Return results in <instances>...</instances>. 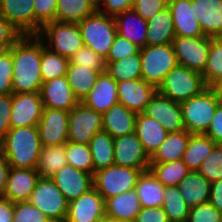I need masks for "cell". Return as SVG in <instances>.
I'll return each instance as SVG.
<instances>
[{
	"label": "cell",
	"mask_w": 222,
	"mask_h": 222,
	"mask_svg": "<svg viewBox=\"0 0 222 222\" xmlns=\"http://www.w3.org/2000/svg\"><path fill=\"white\" fill-rule=\"evenodd\" d=\"M35 10V35L41 27L49 22L56 21L57 0H33Z\"/></svg>",
	"instance_id": "cell-46"
},
{
	"label": "cell",
	"mask_w": 222,
	"mask_h": 222,
	"mask_svg": "<svg viewBox=\"0 0 222 222\" xmlns=\"http://www.w3.org/2000/svg\"><path fill=\"white\" fill-rule=\"evenodd\" d=\"M162 208L167 214L169 222H186L190 207L183 200L177 186L164 188Z\"/></svg>",
	"instance_id": "cell-41"
},
{
	"label": "cell",
	"mask_w": 222,
	"mask_h": 222,
	"mask_svg": "<svg viewBox=\"0 0 222 222\" xmlns=\"http://www.w3.org/2000/svg\"><path fill=\"white\" fill-rule=\"evenodd\" d=\"M135 0H99L96 10L108 16H116L126 10L132 9Z\"/></svg>",
	"instance_id": "cell-52"
},
{
	"label": "cell",
	"mask_w": 222,
	"mask_h": 222,
	"mask_svg": "<svg viewBox=\"0 0 222 222\" xmlns=\"http://www.w3.org/2000/svg\"><path fill=\"white\" fill-rule=\"evenodd\" d=\"M50 178L69 203L93 188V175L71 165L64 166Z\"/></svg>",
	"instance_id": "cell-16"
},
{
	"label": "cell",
	"mask_w": 222,
	"mask_h": 222,
	"mask_svg": "<svg viewBox=\"0 0 222 222\" xmlns=\"http://www.w3.org/2000/svg\"><path fill=\"white\" fill-rule=\"evenodd\" d=\"M100 73L102 72H97L79 64H69L66 77L74 97L79 102H82L90 93Z\"/></svg>",
	"instance_id": "cell-33"
},
{
	"label": "cell",
	"mask_w": 222,
	"mask_h": 222,
	"mask_svg": "<svg viewBox=\"0 0 222 222\" xmlns=\"http://www.w3.org/2000/svg\"><path fill=\"white\" fill-rule=\"evenodd\" d=\"M40 94L44 108L70 112L79 103L74 97L66 76L43 82Z\"/></svg>",
	"instance_id": "cell-20"
},
{
	"label": "cell",
	"mask_w": 222,
	"mask_h": 222,
	"mask_svg": "<svg viewBox=\"0 0 222 222\" xmlns=\"http://www.w3.org/2000/svg\"><path fill=\"white\" fill-rule=\"evenodd\" d=\"M201 75L207 87H212L222 80V35L210 37L208 60Z\"/></svg>",
	"instance_id": "cell-40"
},
{
	"label": "cell",
	"mask_w": 222,
	"mask_h": 222,
	"mask_svg": "<svg viewBox=\"0 0 222 222\" xmlns=\"http://www.w3.org/2000/svg\"><path fill=\"white\" fill-rule=\"evenodd\" d=\"M69 62V64H79L97 72H105L106 70L105 59L86 46L70 57Z\"/></svg>",
	"instance_id": "cell-45"
},
{
	"label": "cell",
	"mask_w": 222,
	"mask_h": 222,
	"mask_svg": "<svg viewBox=\"0 0 222 222\" xmlns=\"http://www.w3.org/2000/svg\"><path fill=\"white\" fill-rule=\"evenodd\" d=\"M209 203L222 212V179L211 183Z\"/></svg>",
	"instance_id": "cell-57"
},
{
	"label": "cell",
	"mask_w": 222,
	"mask_h": 222,
	"mask_svg": "<svg viewBox=\"0 0 222 222\" xmlns=\"http://www.w3.org/2000/svg\"><path fill=\"white\" fill-rule=\"evenodd\" d=\"M198 172L210 183L222 179V145L216 144L211 153L204 159Z\"/></svg>",
	"instance_id": "cell-44"
},
{
	"label": "cell",
	"mask_w": 222,
	"mask_h": 222,
	"mask_svg": "<svg viewBox=\"0 0 222 222\" xmlns=\"http://www.w3.org/2000/svg\"><path fill=\"white\" fill-rule=\"evenodd\" d=\"M39 178L36 169L11 167L3 197L12 203L28 201Z\"/></svg>",
	"instance_id": "cell-21"
},
{
	"label": "cell",
	"mask_w": 222,
	"mask_h": 222,
	"mask_svg": "<svg viewBox=\"0 0 222 222\" xmlns=\"http://www.w3.org/2000/svg\"><path fill=\"white\" fill-rule=\"evenodd\" d=\"M82 103L103 115L110 107L118 103L117 82L106 71L100 73L96 84Z\"/></svg>",
	"instance_id": "cell-22"
},
{
	"label": "cell",
	"mask_w": 222,
	"mask_h": 222,
	"mask_svg": "<svg viewBox=\"0 0 222 222\" xmlns=\"http://www.w3.org/2000/svg\"><path fill=\"white\" fill-rule=\"evenodd\" d=\"M69 59L54 53L46 47L42 50L40 70L43 82L66 76Z\"/></svg>",
	"instance_id": "cell-42"
},
{
	"label": "cell",
	"mask_w": 222,
	"mask_h": 222,
	"mask_svg": "<svg viewBox=\"0 0 222 222\" xmlns=\"http://www.w3.org/2000/svg\"><path fill=\"white\" fill-rule=\"evenodd\" d=\"M12 94L0 95V142L11 129Z\"/></svg>",
	"instance_id": "cell-53"
},
{
	"label": "cell",
	"mask_w": 222,
	"mask_h": 222,
	"mask_svg": "<svg viewBox=\"0 0 222 222\" xmlns=\"http://www.w3.org/2000/svg\"><path fill=\"white\" fill-rule=\"evenodd\" d=\"M139 51L140 47L117 34L108 55L105 58V62H115L124 58L125 56L138 53Z\"/></svg>",
	"instance_id": "cell-49"
},
{
	"label": "cell",
	"mask_w": 222,
	"mask_h": 222,
	"mask_svg": "<svg viewBox=\"0 0 222 222\" xmlns=\"http://www.w3.org/2000/svg\"><path fill=\"white\" fill-rule=\"evenodd\" d=\"M65 153L68 165L92 175L94 174L92 153L88 144L67 141L65 143Z\"/></svg>",
	"instance_id": "cell-43"
},
{
	"label": "cell",
	"mask_w": 222,
	"mask_h": 222,
	"mask_svg": "<svg viewBox=\"0 0 222 222\" xmlns=\"http://www.w3.org/2000/svg\"><path fill=\"white\" fill-rule=\"evenodd\" d=\"M168 7V0H135L133 10L145 21Z\"/></svg>",
	"instance_id": "cell-51"
},
{
	"label": "cell",
	"mask_w": 222,
	"mask_h": 222,
	"mask_svg": "<svg viewBox=\"0 0 222 222\" xmlns=\"http://www.w3.org/2000/svg\"><path fill=\"white\" fill-rule=\"evenodd\" d=\"M141 78L156 88L165 76L178 65L172 44L140 48Z\"/></svg>",
	"instance_id": "cell-7"
},
{
	"label": "cell",
	"mask_w": 222,
	"mask_h": 222,
	"mask_svg": "<svg viewBox=\"0 0 222 222\" xmlns=\"http://www.w3.org/2000/svg\"><path fill=\"white\" fill-rule=\"evenodd\" d=\"M212 88L218 96L219 104H222V80L217 82L214 86H212Z\"/></svg>",
	"instance_id": "cell-60"
},
{
	"label": "cell",
	"mask_w": 222,
	"mask_h": 222,
	"mask_svg": "<svg viewBox=\"0 0 222 222\" xmlns=\"http://www.w3.org/2000/svg\"><path fill=\"white\" fill-rule=\"evenodd\" d=\"M43 108L40 92L13 93L11 128L37 126Z\"/></svg>",
	"instance_id": "cell-14"
},
{
	"label": "cell",
	"mask_w": 222,
	"mask_h": 222,
	"mask_svg": "<svg viewBox=\"0 0 222 222\" xmlns=\"http://www.w3.org/2000/svg\"><path fill=\"white\" fill-rule=\"evenodd\" d=\"M135 133L149 157L160 147L168 135L160 122L143 113H137Z\"/></svg>",
	"instance_id": "cell-26"
},
{
	"label": "cell",
	"mask_w": 222,
	"mask_h": 222,
	"mask_svg": "<svg viewBox=\"0 0 222 222\" xmlns=\"http://www.w3.org/2000/svg\"><path fill=\"white\" fill-rule=\"evenodd\" d=\"M136 222H169L167 214L161 206L158 207H142L138 213Z\"/></svg>",
	"instance_id": "cell-55"
},
{
	"label": "cell",
	"mask_w": 222,
	"mask_h": 222,
	"mask_svg": "<svg viewBox=\"0 0 222 222\" xmlns=\"http://www.w3.org/2000/svg\"><path fill=\"white\" fill-rule=\"evenodd\" d=\"M94 172L114 165V138L106 131L97 132L89 142Z\"/></svg>",
	"instance_id": "cell-34"
},
{
	"label": "cell",
	"mask_w": 222,
	"mask_h": 222,
	"mask_svg": "<svg viewBox=\"0 0 222 222\" xmlns=\"http://www.w3.org/2000/svg\"><path fill=\"white\" fill-rule=\"evenodd\" d=\"M118 102L136 113L145 110L157 88L142 78L117 82Z\"/></svg>",
	"instance_id": "cell-18"
},
{
	"label": "cell",
	"mask_w": 222,
	"mask_h": 222,
	"mask_svg": "<svg viewBox=\"0 0 222 222\" xmlns=\"http://www.w3.org/2000/svg\"><path fill=\"white\" fill-rule=\"evenodd\" d=\"M69 113L66 110L43 108L37 125L42 146L62 145L68 141Z\"/></svg>",
	"instance_id": "cell-13"
},
{
	"label": "cell",
	"mask_w": 222,
	"mask_h": 222,
	"mask_svg": "<svg viewBox=\"0 0 222 222\" xmlns=\"http://www.w3.org/2000/svg\"><path fill=\"white\" fill-rule=\"evenodd\" d=\"M105 217V200L93 187L69 203L65 222H97Z\"/></svg>",
	"instance_id": "cell-17"
},
{
	"label": "cell",
	"mask_w": 222,
	"mask_h": 222,
	"mask_svg": "<svg viewBox=\"0 0 222 222\" xmlns=\"http://www.w3.org/2000/svg\"><path fill=\"white\" fill-rule=\"evenodd\" d=\"M22 33L8 20L0 15V45L10 49L21 37Z\"/></svg>",
	"instance_id": "cell-54"
},
{
	"label": "cell",
	"mask_w": 222,
	"mask_h": 222,
	"mask_svg": "<svg viewBox=\"0 0 222 222\" xmlns=\"http://www.w3.org/2000/svg\"><path fill=\"white\" fill-rule=\"evenodd\" d=\"M177 63L192 71L203 73L210 50V37L176 36L172 41Z\"/></svg>",
	"instance_id": "cell-10"
},
{
	"label": "cell",
	"mask_w": 222,
	"mask_h": 222,
	"mask_svg": "<svg viewBox=\"0 0 222 222\" xmlns=\"http://www.w3.org/2000/svg\"><path fill=\"white\" fill-rule=\"evenodd\" d=\"M147 170L112 165L94 172L93 187L106 200L134 190L139 176Z\"/></svg>",
	"instance_id": "cell-8"
},
{
	"label": "cell",
	"mask_w": 222,
	"mask_h": 222,
	"mask_svg": "<svg viewBox=\"0 0 222 222\" xmlns=\"http://www.w3.org/2000/svg\"><path fill=\"white\" fill-rule=\"evenodd\" d=\"M191 133L186 130L168 133L166 140L150 157V163H167L182 160Z\"/></svg>",
	"instance_id": "cell-31"
},
{
	"label": "cell",
	"mask_w": 222,
	"mask_h": 222,
	"mask_svg": "<svg viewBox=\"0 0 222 222\" xmlns=\"http://www.w3.org/2000/svg\"><path fill=\"white\" fill-rule=\"evenodd\" d=\"M204 134L211 138L216 144L222 145V104H218L215 115Z\"/></svg>",
	"instance_id": "cell-56"
},
{
	"label": "cell",
	"mask_w": 222,
	"mask_h": 222,
	"mask_svg": "<svg viewBox=\"0 0 222 222\" xmlns=\"http://www.w3.org/2000/svg\"><path fill=\"white\" fill-rule=\"evenodd\" d=\"M97 222H136V220H126V219H113L107 218L106 216L100 219Z\"/></svg>",
	"instance_id": "cell-61"
},
{
	"label": "cell",
	"mask_w": 222,
	"mask_h": 222,
	"mask_svg": "<svg viewBox=\"0 0 222 222\" xmlns=\"http://www.w3.org/2000/svg\"><path fill=\"white\" fill-rule=\"evenodd\" d=\"M186 222H222V212L207 202L191 207Z\"/></svg>",
	"instance_id": "cell-48"
},
{
	"label": "cell",
	"mask_w": 222,
	"mask_h": 222,
	"mask_svg": "<svg viewBox=\"0 0 222 222\" xmlns=\"http://www.w3.org/2000/svg\"><path fill=\"white\" fill-rule=\"evenodd\" d=\"M175 37L173 18L168 7L147 21V46L172 44Z\"/></svg>",
	"instance_id": "cell-29"
},
{
	"label": "cell",
	"mask_w": 222,
	"mask_h": 222,
	"mask_svg": "<svg viewBox=\"0 0 222 222\" xmlns=\"http://www.w3.org/2000/svg\"><path fill=\"white\" fill-rule=\"evenodd\" d=\"M14 203L8 199L0 198V222H13Z\"/></svg>",
	"instance_id": "cell-58"
},
{
	"label": "cell",
	"mask_w": 222,
	"mask_h": 222,
	"mask_svg": "<svg viewBox=\"0 0 222 222\" xmlns=\"http://www.w3.org/2000/svg\"><path fill=\"white\" fill-rule=\"evenodd\" d=\"M164 188L165 186L150 170L142 172L135 186L141 207L151 208L162 206L164 201Z\"/></svg>",
	"instance_id": "cell-32"
},
{
	"label": "cell",
	"mask_w": 222,
	"mask_h": 222,
	"mask_svg": "<svg viewBox=\"0 0 222 222\" xmlns=\"http://www.w3.org/2000/svg\"><path fill=\"white\" fill-rule=\"evenodd\" d=\"M215 145L205 134H191L182 160L190 171H198Z\"/></svg>",
	"instance_id": "cell-35"
},
{
	"label": "cell",
	"mask_w": 222,
	"mask_h": 222,
	"mask_svg": "<svg viewBox=\"0 0 222 222\" xmlns=\"http://www.w3.org/2000/svg\"><path fill=\"white\" fill-rule=\"evenodd\" d=\"M96 11L92 0H57L56 21L78 23Z\"/></svg>",
	"instance_id": "cell-36"
},
{
	"label": "cell",
	"mask_w": 222,
	"mask_h": 222,
	"mask_svg": "<svg viewBox=\"0 0 222 222\" xmlns=\"http://www.w3.org/2000/svg\"><path fill=\"white\" fill-rule=\"evenodd\" d=\"M206 88L200 73L177 65L165 76L157 91L166 98L182 103L199 95Z\"/></svg>",
	"instance_id": "cell-6"
},
{
	"label": "cell",
	"mask_w": 222,
	"mask_h": 222,
	"mask_svg": "<svg viewBox=\"0 0 222 222\" xmlns=\"http://www.w3.org/2000/svg\"><path fill=\"white\" fill-rule=\"evenodd\" d=\"M149 170L165 187L177 186L190 171L183 160L150 163Z\"/></svg>",
	"instance_id": "cell-39"
},
{
	"label": "cell",
	"mask_w": 222,
	"mask_h": 222,
	"mask_svg": "<svg viewBox=\"0 0 222 222\" xmlns=\"http://www.w3.org/2000/svg\"><path fill=\"white\" fill-rule=\"evenodd\" d=\"M177 188L190 208L209 201L211 183L198 171H189Z\"/></svg>",
	"instance_id": "cell-28"
},
{
	"label": "cell",
	"mask_w": 222,
	"mask_h": 222,
	"mask_svg": "<svg viewBox=\"0 0 222 222\" xmlns=\"http://www.w3.org/2000/svg\"><path fill=\"white\" fill-rule=\"evenodd\" d=\"M52 222H65L69 202L50 177H40L28 200Z\"/></svg>",
	"instance_id": "cell-9"
},
{
	"label": "cell",
	"mask_w": 222,
	"mask_h": 222,
	"mask_svg": "<svg viewBox=\"0 0 222 222\" xmlns=\"http://www.w3.org/2000/svg\"><path fill=\"white\" fill-rule=\"evenodd\" d=\"M41 149L37 126L11 128L0 142V154L12 168L36 169Z\"/></svg>",
	"instance_id": "cell-2"
},
{
	"label": "cell",
	"mask_w": 222,
	"mask_h": 222,
	"mask_svg": "<svg viewBox=\"0 0 222 222\" xmlns=\"http://www.w3.org/2000/svg\"><path fill=\"white\" fill-rule=\"evenodd\" d=\"M106 72L116 82L141 78L140 51L115 62H105Z\"/></svg>",
	"instance_id": "cell-38"
},
{
	"label": "cell",
	"mask_w": 222,
	"mask_h": 222,
	"mask_svg": "<svg viewBox=\"0 0 222 222\" xmlns=\"http://www.w3.org/2000/svg\"><path fill=\"white\" fill-rule=\"evenodd\" d=\"M0 15L22 35H35L33 0H0Z\"/></svg>",
	"instance_id": "cell-19"
},
{
	"label": "cell",
	"mask_w": 222,
	"mask_h": 222,
	"mask_svg": "<svg viewBox=\"0 0 222 222\" xmlns=\"http://www.w3.org/2000/svg\"><path fill=\"white\" fill-rule=\"evenodd\" d=\"M68 165L65 144L42 146L36 165L40 177H51L64 166Z\"/></svg>",
	"instance_id": "cell-37"
},
{
	"label": "cell",
	"mask_w": 222,
	"mask_h": 222,
	"mask_svg": "<svg viewBox=\"0 0 222 222\" xmlns=\"http://www.w3.org/2000/svg\"><path fill=\"white\" fill-rule=\"evenodd\" d=\"M77 24L84 46L105 59L117 35L114 17L96 11Z\"/></svg>",
	"instance_id": "cell-4"
},
{
	"label": "cell",
	"mask_w": 222,
	"mask_h": 222,
	"mask_svg": "<svg viewBox=\"0 0 222 222\" xmlns=\"http://www.w3.org/2000/svg\"><path fill=\"white\" fill-rule=\"evenodd\" d=\"M136 116V112L118 102L102 115V130L113 138L133 133L135 132Z\"/></svg>",
	"instance_id": "cell-25"
},
{
	"label": "cell",
	"mask_w": 222,
	"mask_h": 222,
	"mask_svg": "<svg viewBox=\"0 0 222 222\" xmlns=\"http://www.w3.org/2000/svg\"><path fill=\"white\" fill-rule=\"evenodd\" d=\"M142 113L160 122L168 133L185 130L180 103L166 98L158 91Z\"/></svg>",
	"instance_id": "cell-12"
},
{
	"label": "cell",
	"mask_w": 222,
	"mask_h": 222,
	"mask_svg": "<svg viewBox=\"0 0 222 222\" xmlns=\"http://www.w3.org/2000/svg\"><path fill=\"white\" fill-rule=\"evenodd\" d=\"M99 131H102V114L79 102L69 113L68 141L89 144Z\"/></svg>",
	"instance_id": "cell-11"
},
{
	"label": "cell",
	"mask_w": 222,
	"mask_h": 222,
	"mask_svg": "<svg viewBox=\"0 0 222 222\" xmlns=\"http://www.w3.org/2000/svg\"><path fill=\"white\" fill-rule=\"evenodd\" d=\"M44 43L37 35H23L10 49L13 59V93L40 92V62Z\"/></svg>",
	"instance_id": "cell-1"
},
{
	"label": "cell",
	"mask_w": 222,
	"mask_h": 222,
	"mask_svg": "<svg viewBox=\"0 0 222 222\" xmlns=\"http://www.w3.org/2000/svg\"><path fill=\"white\" fill-rule=\"evenodd\" d=\"M13 59L8 51L0 59V95L13 94Z\"/></svg>",
	"instance_id": "cell-50"
},
{
	"label": "cell",
	"mask_w": 222,
	"mask_h": 222,
	"mask_svg": "<svg viewBox=\"0 0 222 222\" xmlns=\"http://www.w3.org/2000/svg\"><path fill=\"white\" fill-rule=\"evenodd\" d=\"M114 165L149 169L150 157L135 132L114 138Z\"/></svg>",
	"instance_id": "cell-15"
},
{
	"label": "cell",
	"mask_w": 222,
	"mask_h": 222,
	"mask_svg": "<svg viewBox=\"0 0 222 222\" xmlns=\"http://www.w3.org/2000/svg\"><path fill=\"white\" fill-rule=\"evenodd\" d=\"M171 11L175 36H204L200 23L194 18L191 0H168Z\"/></svg>",
	"instance_id": "cell-24"
},
{
	"label": "cell",
	"mask_w": 222,
	"mask_h": 222,
	"mask_svg": "<svg viewBox=\"0 0 222 222\" xmlns=\"http://www.w3.org/2000/svg\"><path fill=\"white\" fill-rule=\"evenodd\" d=\"M9 51V49L6 46H1L0 45V59L1 57L6 54Z\"/></svg>",
	"instance_id": "cell-62"
},
{
	"label": "cell",
	"mask_w": 222,
	"mask_h": 222,
	"mask_svg": "<svg viewBox=\"0 0 222 222\" xmlns=\"http://www.w3.org/2000/svg\"><path fill=\"white\" fill-rule=\"evenodd\" d=\"M10 169L8 161L0 154V198L4 195Z\"/></svg>",
	"instance_id": "cell-59"
},
{
	"label": "cell",
	"mask_w": 222,
	"mask_h": 222,
	"mask_svg": "<svg viewBox=\"0 0 222 222\" xmlns=\"http://www.w3.org/2000/svg\"><path fill=\"white\" fill-rule=\"evenodd\" d=\"M13 222H52L37 207L26 202L14 203Z\"/></svg>",
	"instance_id": "cell-47"
},
{
	"label": "cell",
	"mask_w": 222,
	"mask_h": 222,
	"mask_svg": "<svg viewBox=\"0 0 222 222\" xmlns=\"http://www.w3.org/2000/svg\"><path fill=\"white\" fill-rule=\"evenodd\" d=\"M37 36L47 49L68 59L84 46L77 23L49 22L41 27Z\"/></svg>",
	"instance_id": "cell-5"
},
{
	"label": "cell",
	"mask_w": 222,
	"mask_h": 222,
	"mask_svg": "<svg viewBox=\"0 0 222 222\" xmlns=\"http://www.w3.org/2000/svg\"><path fill=\"white\" fill-rule=\"evenodd\" d=\"M141 208L135 189L105 200L107 218L136 220Z\"/></svg>",
	"instance_id": "cell-30"
},
{
	"label": "cell",
	"mask_w": 222,
	"mask_h": 222,
	"mask_svg": "<svg viewBox=\"0 0 222 222\" xmlns=\"http://www.w3.org/2000/svg\"><path fill=\"white\" fill-rule=\"evenodd\" d=\"M117 34L142 48L146 46L147 21L133 8L114 16Z\"/></svg>",
	"instance_id": "cell-27"
},
{
	"label": "cell",
	"mask_w": 222,
	"mask_h": 222,
	"mask_svg": "<svg viewBox=\"0 0 222 222\" xmlns=\"http://www.w3.org/2000/svg\"><path fill=\"white\" fill-rule=\"evenodd\" d=\"M218 104V96L212 87H207L199 95L180 103L185 130L191 134H204Z\"/></svg>",
	"instance_id": "cell-3"
},
{
	"label": "cell",
	"mask_w": 222,
	"mask_h": 222,
	"mask_svg": "<svg viewBox=\"0 0 222 222\" xmlns=\"http://www.w3.org/2000/svg\"><path fill=\"white\" fill-rule=\"evenodd\" d=\"M191 6L204 36L222 35V0H191Z\"/></svg>",
	"instance_id": "cell-23"
}]
</instances>
